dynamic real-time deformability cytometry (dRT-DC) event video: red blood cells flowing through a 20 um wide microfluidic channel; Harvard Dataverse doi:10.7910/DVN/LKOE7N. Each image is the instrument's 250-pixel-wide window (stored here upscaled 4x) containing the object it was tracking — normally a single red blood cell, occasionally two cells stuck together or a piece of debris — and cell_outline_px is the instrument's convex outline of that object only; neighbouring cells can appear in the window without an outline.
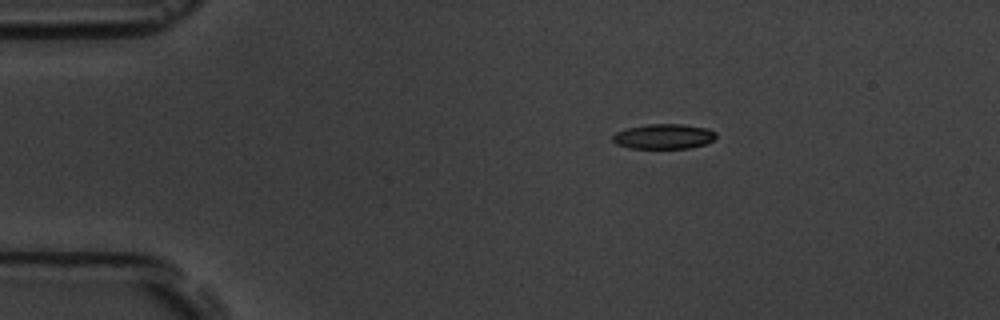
{"species": "common noctule bat (a hibernating species)", "species_latin": "Nyctalus noctula", "temperature_condition": "room temperature", "stored_images_in_passage": 3, "camera_frame_rate_fps": 3000, "um_per_image_px": 0.085, "animal": {"sex": "male", "body_mass_g": 19.5, "forearm_length_mm": 54.6}, "frame": {"image": 1, "passage_image": 1, "time_ms": 0.0, "image_size_px": [1000, 320], "cell_outline_px": [[716, 136], [712, 140], [704, 144], [688, 148], [628, 148], [616, 144], [612, 140], [612, 136], [616, 132], [628, 128], [648, 124], [680, 124], [708, 128], [716, 132]], "centroid_in_image_um": [56.4, 11.6], "position_along_channel_um": 28.6, "area_um2": 14.97}}